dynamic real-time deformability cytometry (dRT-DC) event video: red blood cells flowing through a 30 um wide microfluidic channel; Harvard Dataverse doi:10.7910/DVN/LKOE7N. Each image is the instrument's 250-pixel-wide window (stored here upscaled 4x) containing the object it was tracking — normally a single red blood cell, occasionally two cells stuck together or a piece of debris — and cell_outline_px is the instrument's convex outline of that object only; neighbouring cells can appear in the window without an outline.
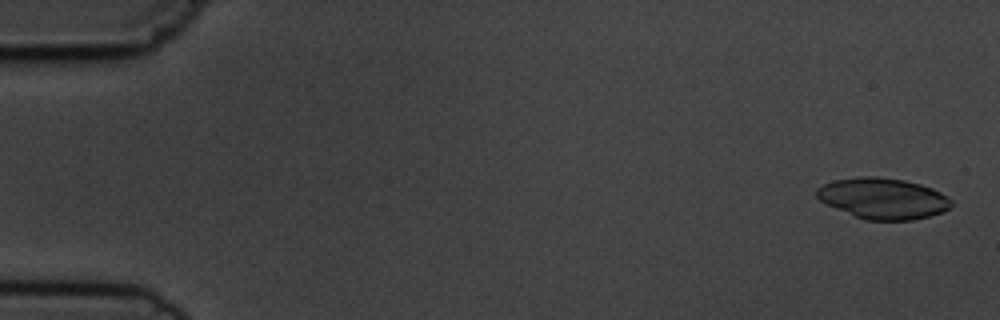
{"species": "common noctule bat (a hibernating species)", "species_latin": "Nyctalus noctula", "temperature_condition": "cold", "stored_images_in_passage": 5, "camera_frame_rate_fps": 3000, "um_per_image_px": 0.085, "animal": {"sex": "male", "body_mass_g": 19.5, "forearm_length_mm": 54.6}, "frame": {"image": 1, "passage_image": 1, "time_ms": 0.0, "image_size_px": [1000, 320], "cell_outline_px": [[952, 204], [948, 208], [940, 212], [928, 216], [912, 220], [864, 220], [836, 208], [820, 200], [816, 196], [816, 188], [824, 184], [836, 180], [860, 176], [876, 176], [904, 180], [920, 184], [932, 188], [948, 196], [952, 200]], "centroid_in_image_um": [75.06, 16.86], "position_along_channel_um": 9.9, "area_um2": 31.91}}